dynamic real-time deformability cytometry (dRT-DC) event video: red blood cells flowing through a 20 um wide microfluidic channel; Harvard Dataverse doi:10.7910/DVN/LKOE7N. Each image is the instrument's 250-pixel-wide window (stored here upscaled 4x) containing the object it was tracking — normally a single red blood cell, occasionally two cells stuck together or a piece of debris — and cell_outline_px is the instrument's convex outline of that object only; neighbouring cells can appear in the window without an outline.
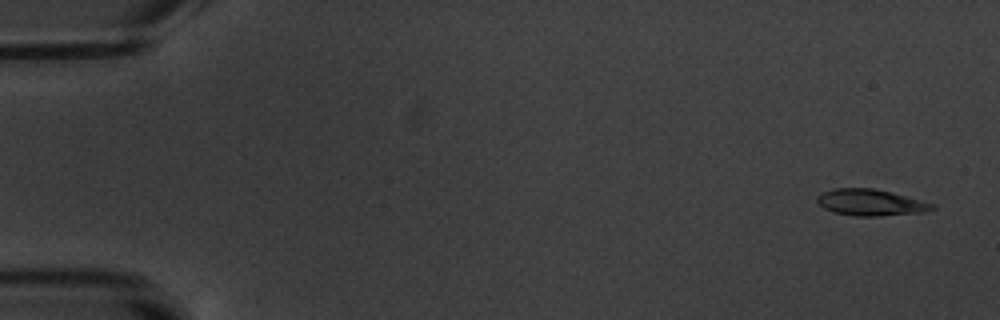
{"species": "common noctule bat (a hibernating species)", "species_latin": "Nyctalus noctula", "temperature_condition": "warm", "stored_images_in_passage": 17, "camera_frame_rate_fps": 3000, "um_per_image_px": 0.085, "animal": {"sex": "male", "body_mass_g": 20.1, "forearm_length_mm": 53.5}, "frame": {"image": 1, "passage_image": 1, "time_ms": 0.0, "image_size_px": [1000, 320], "cell_outline_px": [[936, 208], [924, 212], [876, 216], [856, 216], [832, 212], [824, 208], [816, 200], [816, 196], [832, 188], [872, 188], [892, 192], [936, 204]], "centroid_in_image_um": [74.01, 17.21], "position_along_channel_um": 11.0, "area_um2": 17.74}}
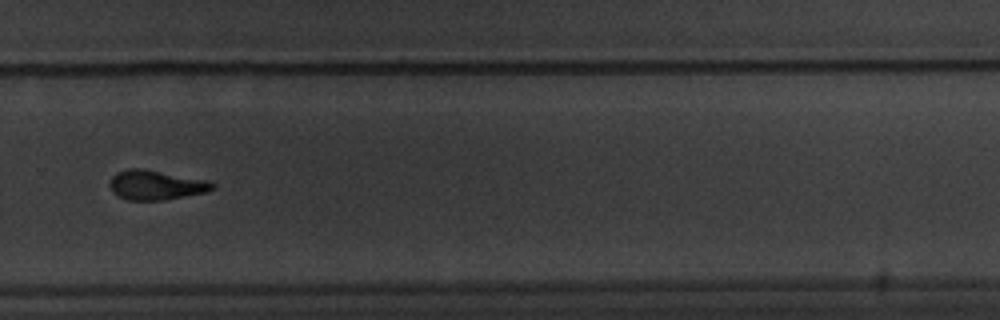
{"frame": {"image": 2, "passage_image": 12, "time_ms": 12.667, "image_size_px": [1000, 320], "cell_outline_px": [[216, 188], [208, 192], [164, 200], [128, 200], [112, 192], [108, 184], [108, 180], [116, 172], [128, 168], [144, 168], [208, 180], [216, 184]], "centroid_in_image_um": [13.26, 15.71], "position_along_channel_um": 316.5, "area_um2": 18.09}}
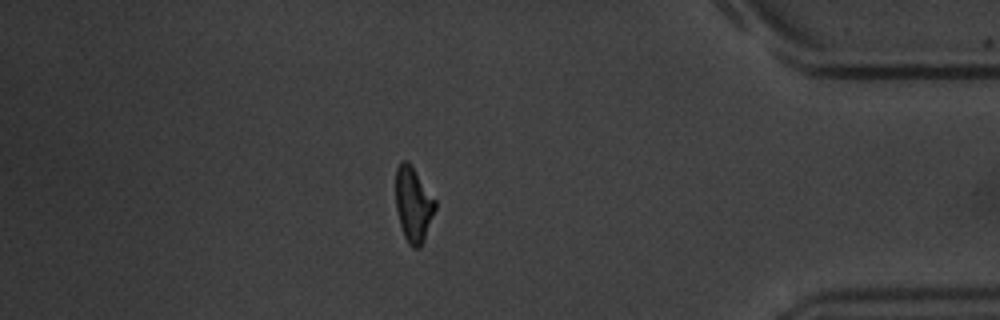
{"frame": {"image": 3, "passage_image": 15, "time_ms": 16.0, "image_size_px": [1000, 320], "cell_outline_px": [[436, 208], [424, 240], [420, 248], [412, 248], [408, 244], [404, 236], [400, 224], [396, 208], [396, 168], [400, 160], [408, 160], [436, 200]], "centroid_in_image_um": [35.13, 17.37], "position_along_channel_um": 400.1, "area_um2": 17.34}, "authors_computed_cell_mechanics": {"area_um2": 17.7446, "velocity_mm_per_s": 3.4818, "shape_relaxation_time_tau1_ms": 3.3213, "shape_relaxation_time_tau2_ms": 4.1252, "deformation_change_tau1": 0.1304, "deformation_change_tau2": 0.0891}}